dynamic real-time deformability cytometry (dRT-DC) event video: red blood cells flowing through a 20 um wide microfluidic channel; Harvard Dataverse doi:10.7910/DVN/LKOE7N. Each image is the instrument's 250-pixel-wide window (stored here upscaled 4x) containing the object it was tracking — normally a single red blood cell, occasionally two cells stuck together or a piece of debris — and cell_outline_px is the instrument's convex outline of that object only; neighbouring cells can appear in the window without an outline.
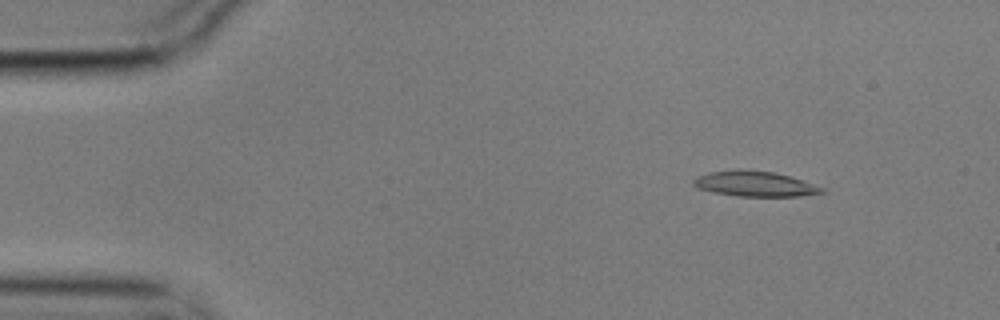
{"species": "common noctule bat (a hibernating species)", "species_latin": "Nyctalus noctula", "temperature_condition": "cold", "stored_images_in_passage": 5, "segment_of_instrument_passage": [1, 2], "camera_frame_rate_fps": 3000, "um_per_image_px": 0.085, "animal": {"sex": "male", "body_mass_g": 17.9}, "frame": {"image": 1, "passage_image": 2, "time_ms": 0.333, "image_size_px": [1000, 320], "cell_outline_px": [[828, 192], [800, 196], [736, 196], [696, 188], [692, 184], [692, 180], [696, 176], [708, 172], [736, 168], [740, 168], [772, 172], [788, 176], [824, 188]], "centroid_in_image_um": [64.09, 15.61], "position_along_channel_um": 20.9, "area_um2": 19.02}}
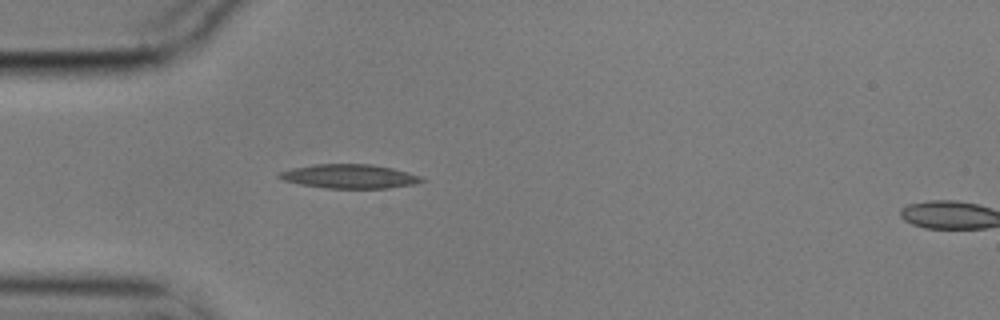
{"frame": {"image": 2, "passage_image": 4, "time_ms": 1.0, "image_size_px": [1000, 320], "cell_outline_px": [[428, 180], [412, 184], [388, 188], [328, 188], [300, 184], [284, 180], [276, 176], [280, 172], [292, 168], [316, 164], [372, 164], [392, 168], [420, 176]], "centroid_in_image_um": [29.71, 14.98], "position_along_channel_um": 55.3, "area_um2": 19.77}}